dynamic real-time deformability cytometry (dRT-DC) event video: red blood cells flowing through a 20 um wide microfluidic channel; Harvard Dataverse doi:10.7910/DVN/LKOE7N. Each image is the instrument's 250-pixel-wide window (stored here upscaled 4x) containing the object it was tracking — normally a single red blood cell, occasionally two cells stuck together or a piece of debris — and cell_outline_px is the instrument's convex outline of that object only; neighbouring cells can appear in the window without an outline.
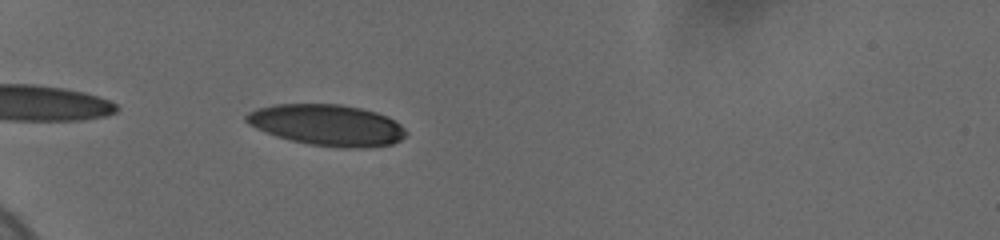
{"species": "human", "species_latin": "Homo sapiens", "temperature_condition": "cold", "stored_images_in_passage": 11, "camera_frame_rate_fps": 3000, "um_per_image_px": 0.085, "donor": {"sex": "female"}, "frame": {"image": 1, "passage_image": 3, "time_ms": 0.667, "image_size_px": [1000, 240], "cell_outline_px": [[408, 132], [400, 140], [392, 144], [360, 148], [344, 148], [308, 144], [276, 136], [256, 128], [248, 124], [244, 120], [244, 116], [248, 112], [256, 108], [272, 104], [340, 104], [360, 108], [376, 112], [388, 116], [400, 124]], "centroid_in_image_um": [27.79, 10.62], "position_along_channel_um": 57.2, "area_um2": 38.44}}
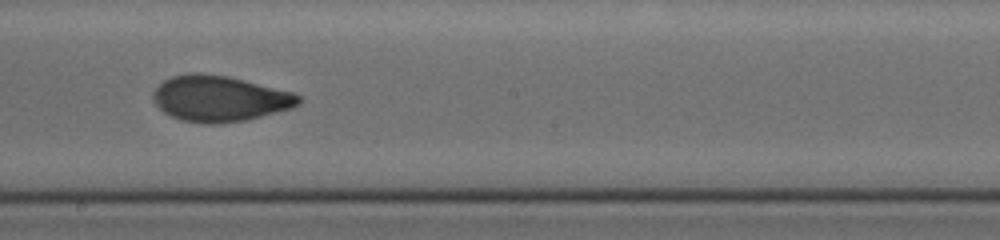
{"frame": {"image": 2, "passage_image": 8, "time_ms": 6.0, "image_size_px": [1000, 240], "cell_outline_px": [[300, 104], [292, 108], [248, 120], [216, 124], [208, 124], [180, 120], [164, 112], [152, 100], [152, 92], [164, 80], [172, 76], [188, 72], [200, 72], [228, 76], [292, 92], [300, 96]], "centroid_in_image_um": [18.65, 8.38], "position_along_channel_um": 229.6, "area_um2": 39.02}}
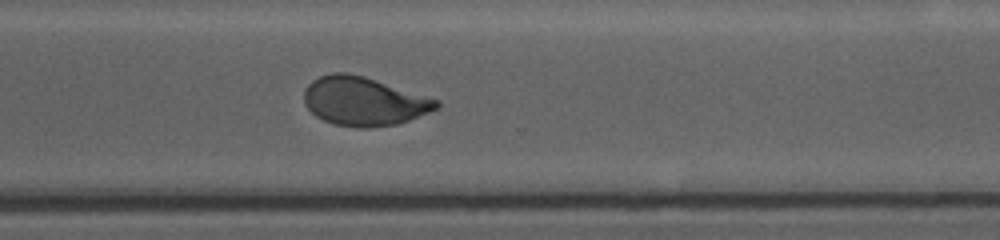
{"frame": {"image": 3, "passage_image": 11, "time_ms": 9.0, "image_size_px": [1000, 240], "cell_outline_px": [[440, 104], [436, 108], [428, 112], [408, 120], [396, 124], [368, 128], [360, 128], [332, 124], [316, 116], [304, 104], [304, 88], [312, 80], [320, 76], [332, 72], [348, 72], [364, 76], [440, 100]], "centroid_in_image_um": [30.89, 8.6], "position_along_channel_um": 339.7, "area_um2": 37.57}}